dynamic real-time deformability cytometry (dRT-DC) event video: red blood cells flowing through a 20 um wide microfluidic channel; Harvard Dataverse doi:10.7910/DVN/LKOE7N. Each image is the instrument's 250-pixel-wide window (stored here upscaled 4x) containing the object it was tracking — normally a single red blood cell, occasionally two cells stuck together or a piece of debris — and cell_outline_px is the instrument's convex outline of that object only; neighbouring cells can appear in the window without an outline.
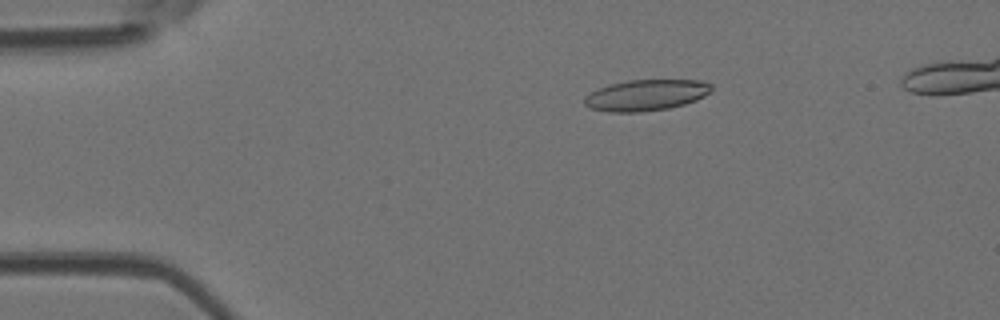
{"species": "Egyptian fruit bat (a non-hibernating species)", "species_latin": "Rousettus aegyptiacus", "temperature_condition": "room temperature", "stored_images_in_passage": 6, "camera_frame_rate_fps": 3000, "um_per_image_px": 0.085, "animal": {"sex": "female"}, "frame": {"image": 1, "passage_image": 2, "time_ms": 0.333, "image_size_px": [1000, 320], "cell_outline_px": [[712, 92], [696, 100], [684, 104], [668, 108], [640, 112], [608, 112], [592, 108], [584, 104], [584, 96], [596, 88], [608, 84], [628, 80], [700, 80], [712, 84]], "centroid_in_image_um": [54.9, 8.08], "position_along_channel_um": 30.1, "area_um2": 23.18}}
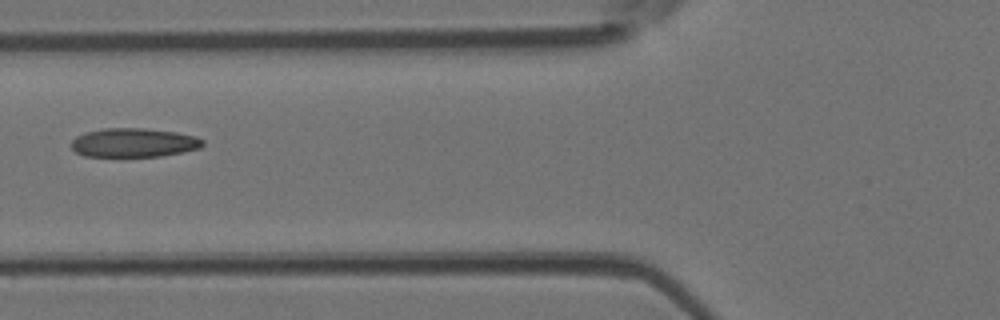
{"frame": {"image": 2, "passage_image": 5, "time_ms": 1.333, "image_size_px": [1000, 320], "cell_outline_px": [[204, 144], [200, 148], [160, 156], [84, 156], [76, 152], [72, 148], [72, 140], [76, 136], [84, 132], [104, 128], [144, 128], [176, 132], [196, 136], [204, 140]], "centroid_in_image_um": [11.36, 12.11], "position_along_channel_um": 114.4, "area_um2": 22.14}}
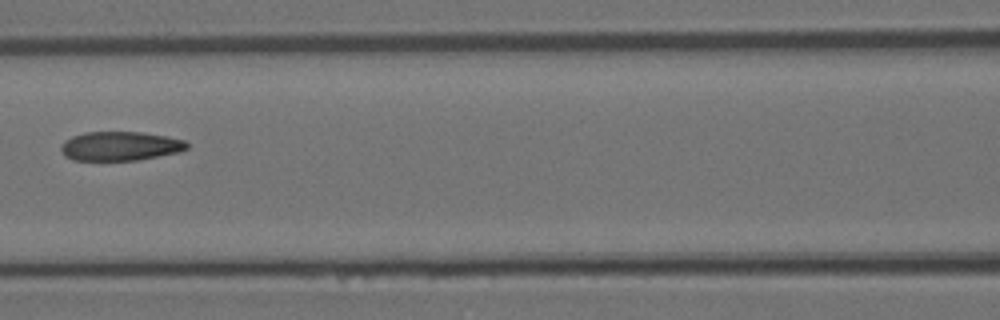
{"frame": {"image": 3, "passage_image": 6, "time_ms": 1.667, "image_size_px": [1000, 320], "cell_outline_px": [[188, 148], [180, 152], [136, 160], [72, 160], [64, 156], [60, 148], [64, 140], [72, 136], [84, 132], [140, 132], [164, 136], [184, 140], [188, 144]], "centroid_in_image_um": [10.18, 12.42], "position_along_channel_um": 156.4, "area_um2": 21.33}}